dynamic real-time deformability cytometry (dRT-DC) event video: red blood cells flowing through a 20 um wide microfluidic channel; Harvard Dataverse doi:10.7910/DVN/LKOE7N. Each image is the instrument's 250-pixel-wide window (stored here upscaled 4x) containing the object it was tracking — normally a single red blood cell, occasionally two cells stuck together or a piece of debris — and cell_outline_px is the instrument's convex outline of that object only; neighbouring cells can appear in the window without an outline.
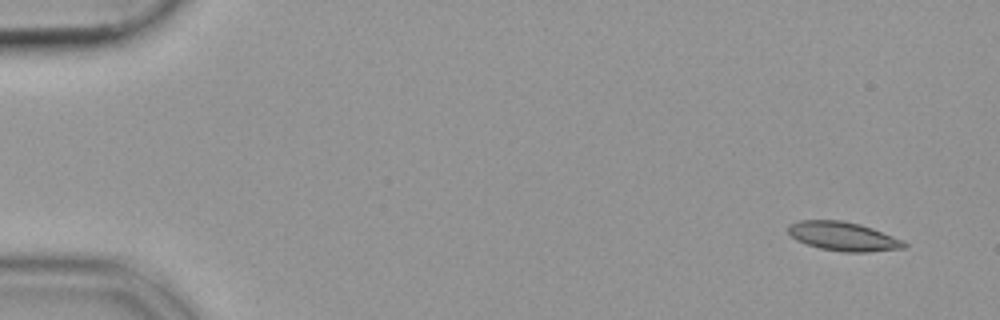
{"species": "common noctule bat (a hibernating species)", "species_latin": "Nyctalus noctula", "temperature_condition": "cold", "stored_images_in_passage": 51, "camera_frame_rate_fps": 3000, "um_per_image_px": 0.085, "animal": {"sex": "female", "body_mass_g": 19.9}, "frame": {"image": 1, "passage_image": 1, "time_ms": 0.0, "image_size_px": [1000, 320], "cell_outline_px": [[908, 244], [904, 248], [868, 252], [844, 252], [820, 248], [796, 240], [788, 232], [788, 224], [800, 220], [840, 220], [860, 224], [872, 228], [892, 236]], "centroid_in_image_um": [71.64, 20.08], "position_along_channel_um": 13.4, "area_um2": 19.36}}
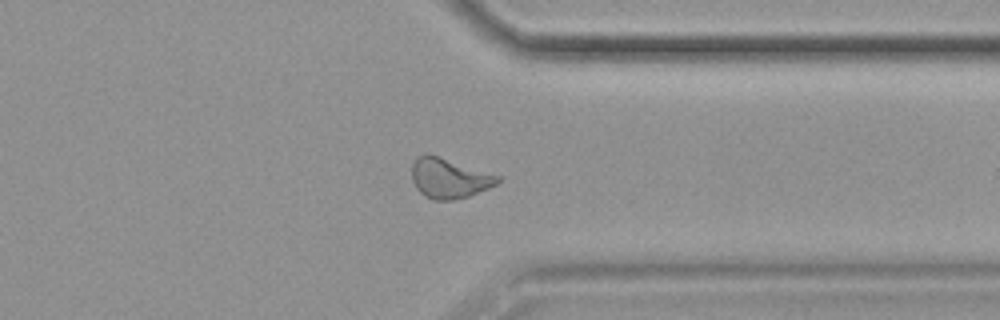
{"frame": {"image": 2, "passage_image": 40, "time_ms": 13.0, "image_size_px": [1000, 320], "cell_outline_px": [[500, 180], [496, 184], [488, 188], [468, 196], [452, 200], [432, 200], [424, 196], [416, 188], [412, 180], [412, 164], [416, 156], [424, 152], [428, 152], [500, 176]], "centroid_in_image_um": [38.12, 15.12], "position_along_channel_um": 373.3, "area_um2": 20.17}}
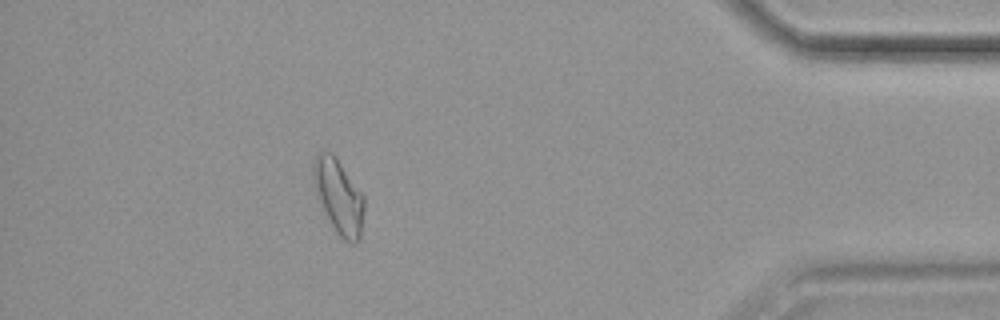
{"frame": {"image": 3, "passage_image": 46, "time_ms": 15.0, "image_size_px": [1000, 320], "cell_outline_px": [[364, 208], [360, 240], [356, 244], [348, 244], [336, 232], [324, 212], [316, 196], [312, 176], [312, 160], [316, 152], [320, 148], [332, 152], [336, 156], [364, 196]], "centroid_in_image_um": [28.75, 16.65], "position_along_channel_um": 406.4, "area_um2": 22.72}}